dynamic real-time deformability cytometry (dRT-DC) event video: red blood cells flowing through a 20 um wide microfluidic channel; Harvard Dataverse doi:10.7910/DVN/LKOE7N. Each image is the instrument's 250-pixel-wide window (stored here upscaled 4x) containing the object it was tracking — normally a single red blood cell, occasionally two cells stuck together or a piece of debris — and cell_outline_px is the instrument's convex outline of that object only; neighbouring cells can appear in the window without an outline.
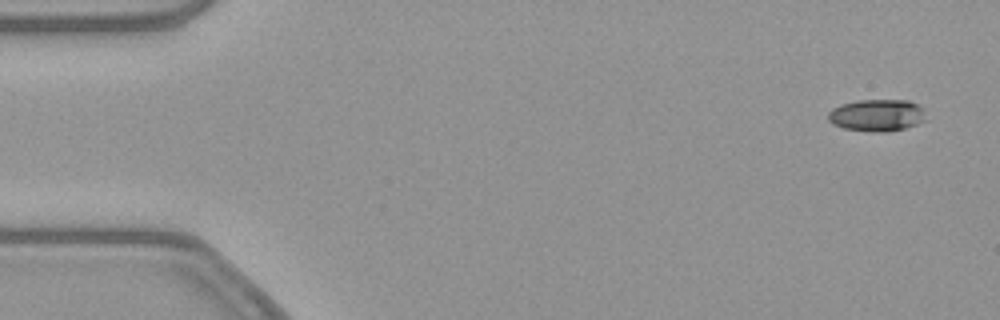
{"species": "common noctule bat (a hibernating species)", "species_latin": "Nyctalus noctula", "temperature_condition": "warm", "stored_images_in_passage": 54, "camera_frame_rate_fps": 3000, "um_per_image_px": 0.085, "animal": {"sex": "female", "body_mass_g": 21.9}, "frame": {"image": 1, "passage_image": 3, "time_ms": 0.667, "image_size_px": [1000, 320], "cell_outline_px": [[928, 120], [904, 128], [888, 132], [872, 132], [844, 128], [832, 124], [828, 120], [828, 112], [832, 108], [840, 104], [860, 100], [908, 100], [924, 108]], "centroid_in_image_um": [74.56, 9.8], "position_along_channel_um": 10.4, "area_um2": 18.5}}
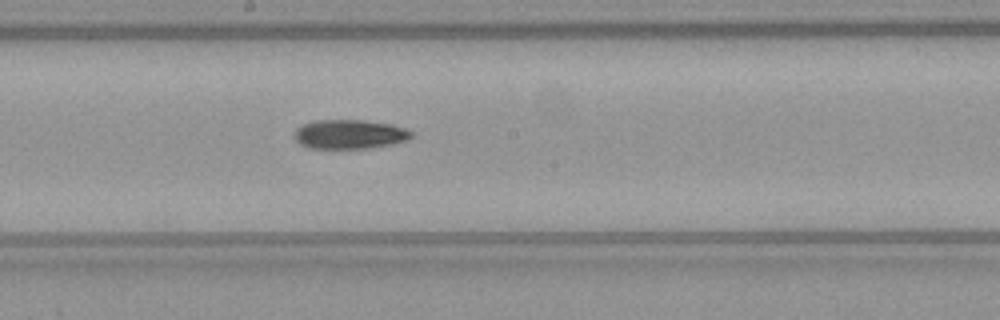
{"frame": {"image": 2, "passage_image": 29, "time_ms": 9.333, "image_size_px": [1000, 320], "cell_outline_px": [[412, 136], [408, 140], [392, 144], [368, 148], [308, 148], [300, 144], [296, 140], [296, 128], [300, 124], [312, 120], [364, 120], [392, 124], [404, 128], [412, 132]], "centroid_in_image_um": [29.7, 11.4], "position_along_channel_um": 218.5, "area_um2": 20.0}}
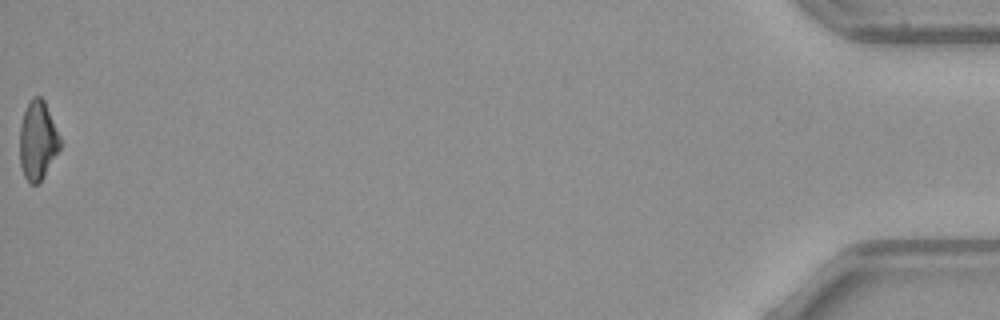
{"frame": {"image": 3, "passage_image": 54, "time_ms": 17.667, "image_size_px": [1000, 320], "cell_outline_px": [[60, 148], [44, 176], [36, 184], [28, 184], [20, 168], [20, 124], [24, 112], [32, 96], [40, 96], [44, 100], [60, 136]], "centroid_in_image_um": [3.19, 11.95], "position_along_channel_um": 432.0, "area_um2": 18.5}, "authors_computed_cell_mechanics": {"area_um2": 19.4208, "velocity_mm_per_s": 3.8741, "shape_relaxation_time_tau1_ms": 6.4761, "shape_relaxation_time_tau2_ms": null, "deformation_change_tau1": 0.1843, "deformation_change_tau2": null}}